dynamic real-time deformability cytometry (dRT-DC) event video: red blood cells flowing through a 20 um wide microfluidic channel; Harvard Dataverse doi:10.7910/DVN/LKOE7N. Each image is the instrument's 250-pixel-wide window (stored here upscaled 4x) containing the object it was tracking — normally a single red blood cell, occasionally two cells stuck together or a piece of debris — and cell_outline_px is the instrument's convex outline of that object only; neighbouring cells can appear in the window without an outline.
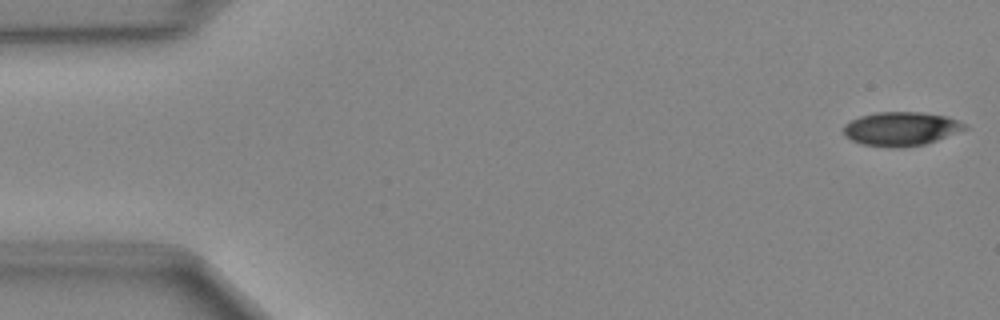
{"species": "Egyptian fruit bat (a non-hibernating species)", "species_latin": "Rousettus aegyptiacus", "temperature_condition": "cold", "stored_images_in_passage": 48, "camera_frame_rate_fps": 3000, "um_per_image_px": 0.085, "animal": {"sex": "female"}, "frame": {"image": 1, "passage_image": 1, "time_ms": 0.0, "image_size_px": [1000, 320], "cell_outline_px": [[972, 128], [924, 144], [896, 148], [892, 148], [860, 144], [844, 136], [844, 124], [860, 116], [876, 112], [920, 112], [948, 116], [960, 120], [968, 124]], "centroid_in_image_um": [76.65, 10.94], "position_along_channel_um": 8.4, "area_um2": 24.28}}
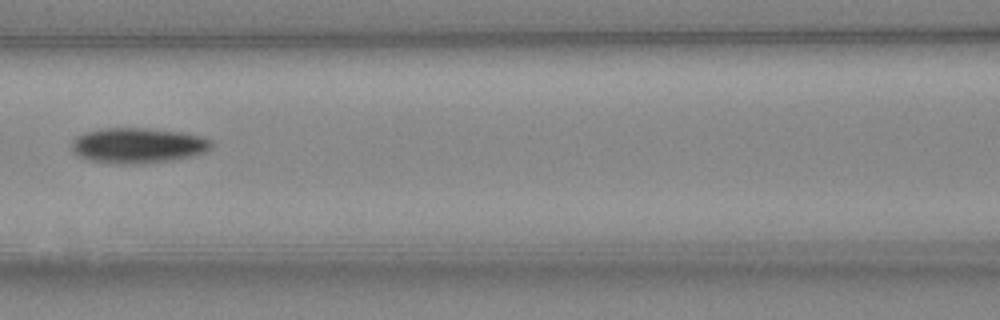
{"frame": {"image": 2, "passage_image": 21, "time_ms": 6.667, "image_size_px": [1000, 320], "cell_outline_px": [[212, 144], [204, 152], [192, 156], [172, 160], [144, 164], [116, 164], [92, 160], [76, 156], [72, 152], [72, 140], [76, 136], [84, 132], [104, 128], [148, 128], [180, 132], [200, 136], [212, 140]], "centroid_in_image_um": [11.68, 12.37], "position_along_channel_um": 154.9, "area_um2": 28.9}}
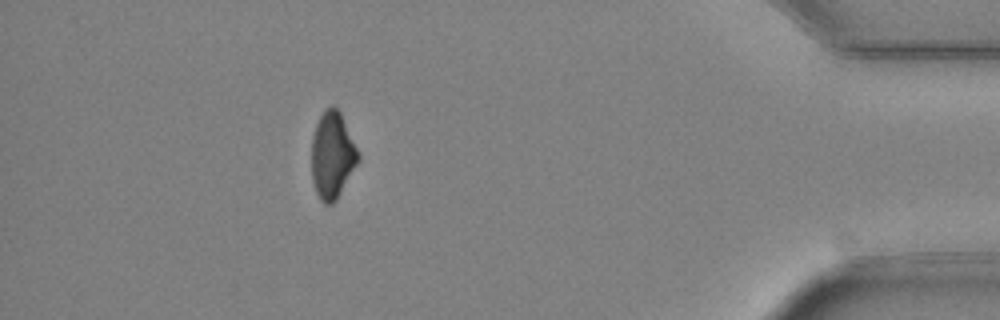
{"frame": {"image": 3, "passage_image": 43, "time_ms": 14.0, "image_size_px": [1000, 320], "cell_outline_px": [[360, 160], [336, 200], [332, 204], [324, 204], [320, 200], [316, 192], [312, 180], [312, 136], [316, 124], [324, 108], [332, 104], [340, 112], [360, 156]], "centroid_in_image_um": [28.24, 13.2], "position_along_channel_um": 407.0, "area_um2": 23.52}}